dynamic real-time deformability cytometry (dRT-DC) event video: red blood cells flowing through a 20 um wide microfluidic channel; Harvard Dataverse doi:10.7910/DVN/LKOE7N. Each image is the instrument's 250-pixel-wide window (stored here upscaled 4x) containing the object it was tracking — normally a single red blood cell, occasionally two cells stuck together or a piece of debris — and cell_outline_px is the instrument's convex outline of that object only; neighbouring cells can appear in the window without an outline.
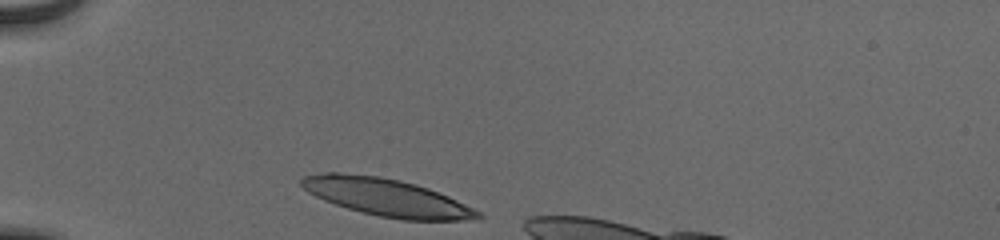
{"species": "human", "species_latin": "Homo sapiens", "temperature_condition": "cold", "stored_images_in_passage": 31, "camera_frame_rate_fps": 3000, "um_per_image_px": 0.085, "donor": {"sex": "male"}, "frame": {"image": 1, "passage_image": 1, "time_ms": 0.0, "image_size_px": [1000, 240], "cell_outline_px": [[484, 216], [468, 220], [404, 220], [380, 216], [360, 212], [324, 200], [308, 192], [300, 184], [300, 180], [304, 176], [324, 172], [340, 172], [380, 176], [400, 180], [416, 184], [428, 188], [448, 196], [480, 212]], "centroid_in_image_um": [32.83, 16.76], "position_along_channel_um": 52.2, "area_um2": 38.32}}
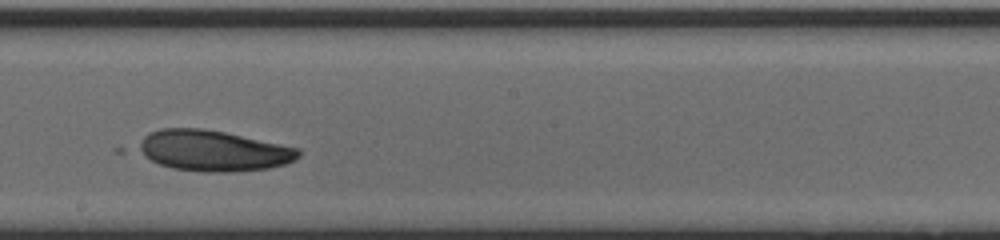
{"frame": {"image": 2, "passage_image": 17, "time_ms": 5.333, "image_size_px": [1000, 240], "cell_outline_px": [[300, 156], [288, 164], [268, 168], [232, 172], [204, 172], [172, 168], [160, 164], [136, 152], [132, 148], [148, 132], [160, 128], [204, 128], [224, 132], [300, 148]], "centroid_in_image_um": [18.06, 12.8], "position_along_channel_um": 230.1, "area_um2": 38.49}}
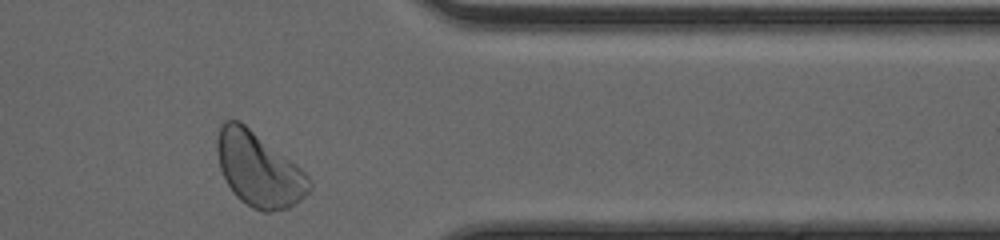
{"frame": {"image": 3, "passage_image": 30, "time_ms": 9.667, "image_size_px": [1000, 240], "cell_outline_px": [[312, 188], [300, 200], [288, 208], [268, 212], [264, 212], [252, 208], [240, 200], [232, 192], [220, 168], [216, 152], [216, 140], [220, 124], [224, 120], [240, 120], [296, 164], [312, 180]], "centroid_in_image_um": [21.97, 14.39], "position_along_channel_um": 389.4, "area_um2": 39.88}, "authors_computed_cell_mechanics": {"area_um2": 38.4948, "velocity_mm_per_s": 3.8649, "shape_relaxation_time_tau1_ms": 4.793, "shape_relaxation_time_tau2_ms": null, "deformation_change_tau1": 0.1459, "deformation_change_tau2": null}}